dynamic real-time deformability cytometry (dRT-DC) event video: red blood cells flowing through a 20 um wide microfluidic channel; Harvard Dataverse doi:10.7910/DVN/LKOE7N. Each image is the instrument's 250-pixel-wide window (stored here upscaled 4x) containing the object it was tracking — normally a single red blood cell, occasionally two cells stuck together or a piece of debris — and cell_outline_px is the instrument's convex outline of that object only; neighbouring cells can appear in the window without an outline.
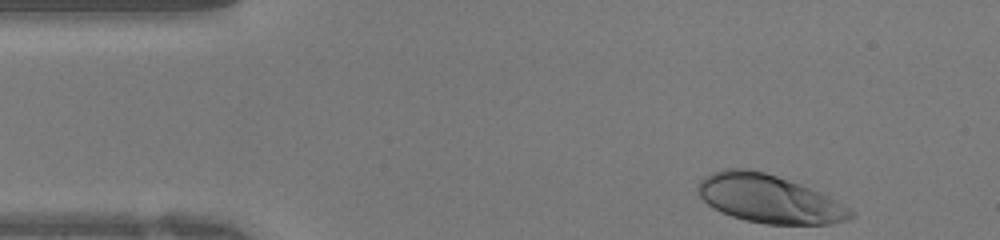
{"species": "human", "species_latin": "Homo sapiens", "temperature_condition": "warm", "stored_images_in_passage": 31, "camera_frame_rate_fps": 3000, "um_per_image_px": 0.085, "donor": {"sex": "female"}, "frame": {"image": 1, "passage_image": 1, "time_ms": 0.0, "image_size_px": [1000, 240], "cell_outline_px": [[856, 216], [848, 220], [828, 224], [764, 224], [744, 220], [720, 212], [712, 208], [696, 192], [696, 184], [704, 176], [712, 172], [724, 168], [748, 168], [764, 172], [800, 184], [820, 192], [836, 200], [856, 212]], "centroid_in_image_um": [65.34, 16.9], "position_along_channel_um": 19.7, "area_um2": 43.18}}
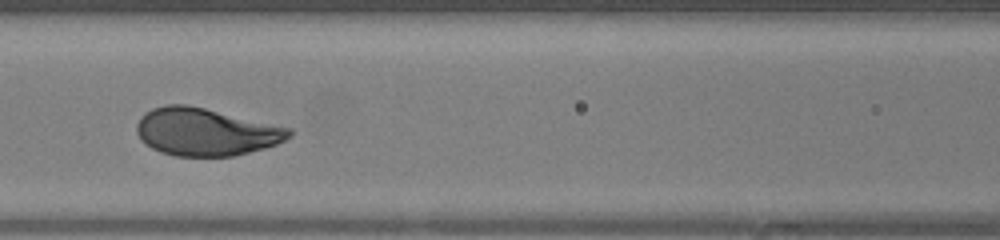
{"frame": {"image": 2, "passage_image": 14, "time_ms": 4.333, "image_size_px": [1000, 240], "cell_outline_px": [[292, 136], [276, 144], [264, 148], [232, 156], [176, 156], [160, 152], [152, 148], [140, 140], [136, 132], [136, 124], [140, 116], [144, 112], [152, 108], [164, 104], [188, 104], [292, 128]], "centroid_in_image_um": [17.45, 11.2], "position_along_channel_um": 149.2, "area_um2": 42.48}}
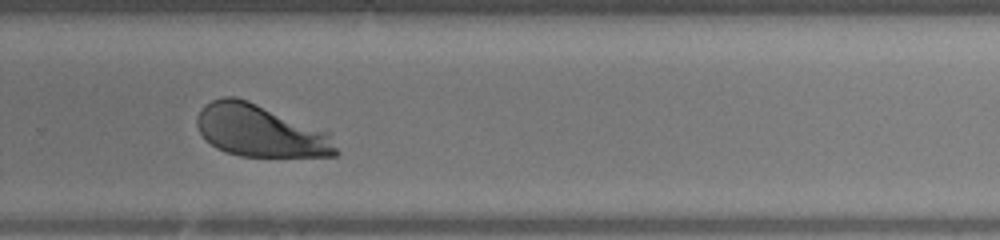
{"frame": {"image": 3, "passage_image": 24, "time_ms": 7.667, "image_size_px": [1000, 240], "cell_outline_px": [[340, 152], [336, 156], [240, 156], [224, 152], [216, 148], [200, 132], [196, 124], [196, 116], [200, 108], [204, 104], [212, 100], [224, 96], [236, 96], [248, 100], [328, 132]], "centroid_in_image_um": [22.09, 11.11], "position_along_channel_um": 307.7, "area_um2": 42.14}}